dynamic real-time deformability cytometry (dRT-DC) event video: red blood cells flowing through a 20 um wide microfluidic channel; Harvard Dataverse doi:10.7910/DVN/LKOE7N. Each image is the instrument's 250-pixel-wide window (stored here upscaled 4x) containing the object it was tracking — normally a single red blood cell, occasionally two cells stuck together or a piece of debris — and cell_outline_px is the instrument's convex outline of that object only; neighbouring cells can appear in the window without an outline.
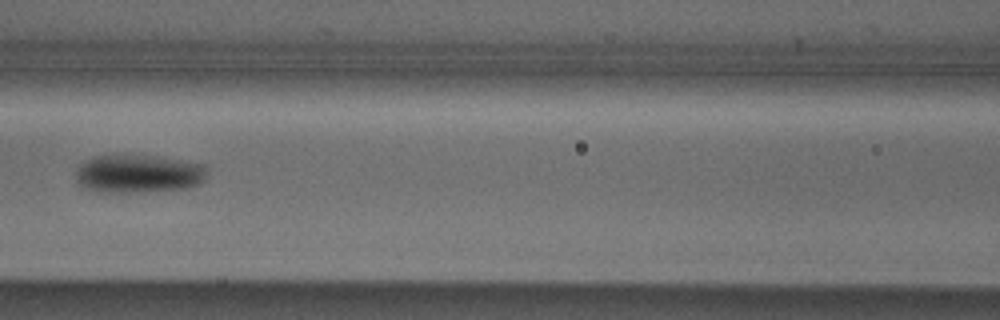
{"species": "Egyptian fruit bat (a non-hibernating species)", "species_latin": "Rousettus aegyptiacus", "temperature_condition": "cold", "stored_images_in_passage": 7, "camera_frame_rate_fps": 3000, "um_per_image_px": 0.085, "animal": {"sex": "male"}, "frame": {"image": 1, "passage_image": 7, "time_ms": 2.0, "image_size_px": [1000, 320], "cell_outline_px": [[204, 180], [200, 184], [188, 188], [144, 192], [100, 192], [84, 188], [76, 180], [76, 168], [84, 160], [92, 156], [160, 156], [204, 164]], "centroid_in_image_um": [11.74, 14.78], "position_along_channel_um": 154.9, "area_um2": 29.3}}